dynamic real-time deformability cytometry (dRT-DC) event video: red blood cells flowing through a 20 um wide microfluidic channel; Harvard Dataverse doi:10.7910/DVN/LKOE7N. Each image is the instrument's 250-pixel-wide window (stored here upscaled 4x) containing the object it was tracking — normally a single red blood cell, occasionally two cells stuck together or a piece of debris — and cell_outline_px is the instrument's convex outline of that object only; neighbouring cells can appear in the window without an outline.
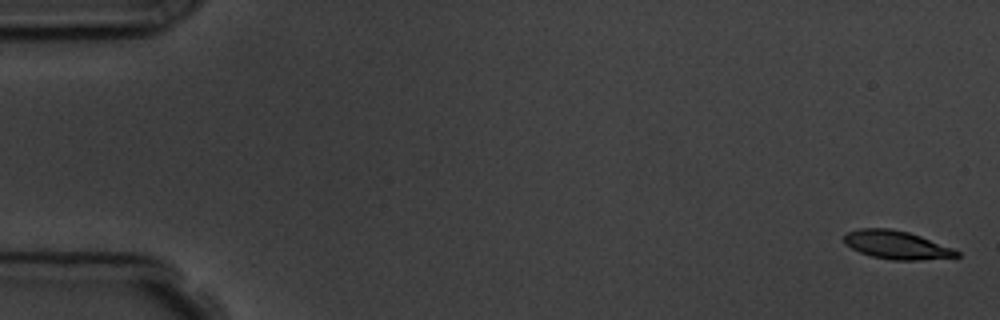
{"species": "common noctule bat (a hibernating species)", "species_latin": "Nyctalus noctula", "temperature_condition": "room temperature", "stored_images_in_passage": 11, "camera_frame_rate_fps": 3000, "um_per_image_px": 0.085, "animal": {"sex": "male", "body_mass_g": 19.5, "forearm_length_mm": 54.6}, "frame": {"image": 1, "passage_image": 1, "time_ms": 0.0, "image_size_px": [1000, 320], "cell_outline_px": [[960, 256], [920, 260], [892, 260], [872, 256], [860, 252], [844, 244], [844, 236], [848, 232], [860, 228], [892, 228], [908, 232], [920, 236], [952, 248], [960, 252]], "centroid_in_image_um": [76.19, 20.81], "position_along_channel_um": 8.8, "area_um2": 18.44}}
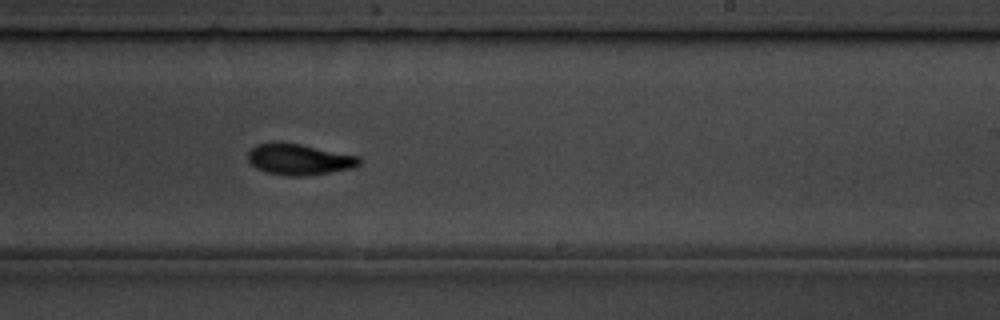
{"frame": {"image": 2, "passage_image": 10, "time_ms": 11.0, "image_size_px": [1000, 320], "cell_outline_px": [[360, 164], [352, 168], [308, 176], [284, 176], [264, 172], [256, 168], [248, 160], [248, 152], [256, 144], [272, 140], [276, 140], [300, 144], [360, 156]], "centroid_in_image_um": [25.38, 13.53], "position_along_channel_um": 263.6, "area_um2": 20.58}}
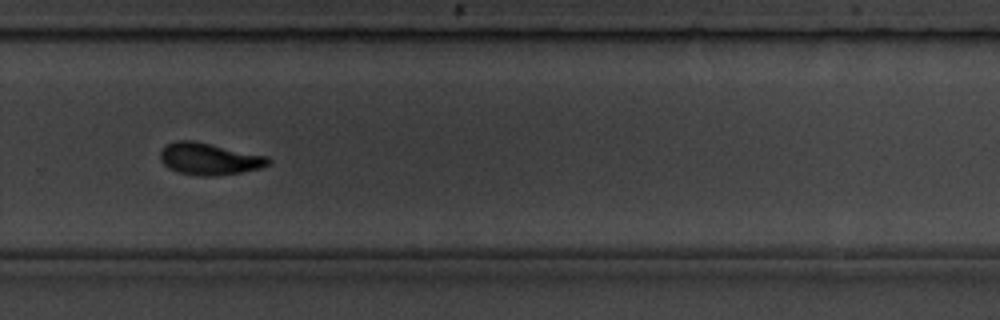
{"frame": {"image": 3, "passage_image": 11, "time_ms": 12.333, "image_size_px": [1000, 320], "cell_outline_px": [[272, 160], [268, 164], [260, 168], [240, 172], [216, 176], [200, 176], [176, 172], [168, 168], [160, 160], [160, 152], [168, 144], [176, 140], [192, 140], [268, 156]], "centroid_in_image_um": [17.77, 13.51], "position_along_channel_um": 312.0, "area_um2": 20.06}}